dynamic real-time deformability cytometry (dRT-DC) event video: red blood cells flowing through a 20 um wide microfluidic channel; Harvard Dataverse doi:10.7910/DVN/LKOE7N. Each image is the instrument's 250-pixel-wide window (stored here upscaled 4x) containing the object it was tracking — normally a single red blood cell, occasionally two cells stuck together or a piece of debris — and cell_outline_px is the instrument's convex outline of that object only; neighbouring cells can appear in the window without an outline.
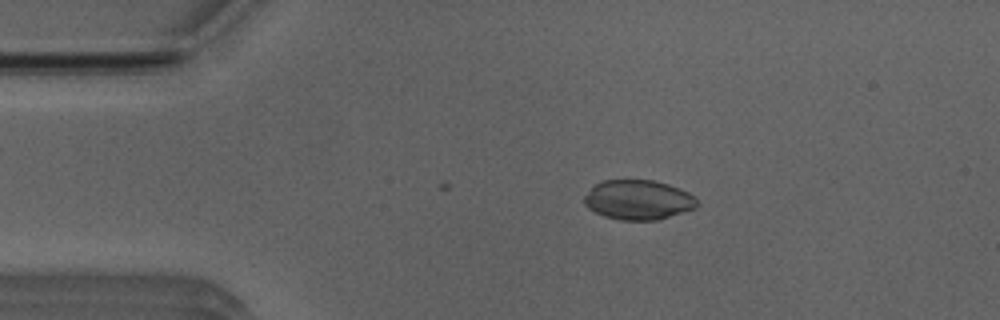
{"species": "Egyptian fruit bat (a non-hibernating species)", "species_latin": "Rousettus aegyptiacus", "temperature_condition": "room temperature", "stored_images_in_passage": 6, "camera_frame_rate_fps": 3000, "um_per_image_px": 0.085, "animal": {"sex": "male"}, "frame": {"image": 1, "passage_image": 6, "time_ms": 1.667, "image_size_px": [1000, 320], "cell_outline_px": [[696, 208], [656, 220], [620, 220], [604, 216], [588, 208], [584, 204], [584, 196], [600, 180], [652, 180], [668, 184], [680, 188], [696, 196]], "centroid_in_image_um": [54.25, 16.98], "position_along_channel_um": 30.8, "area_um2": 26.01}}